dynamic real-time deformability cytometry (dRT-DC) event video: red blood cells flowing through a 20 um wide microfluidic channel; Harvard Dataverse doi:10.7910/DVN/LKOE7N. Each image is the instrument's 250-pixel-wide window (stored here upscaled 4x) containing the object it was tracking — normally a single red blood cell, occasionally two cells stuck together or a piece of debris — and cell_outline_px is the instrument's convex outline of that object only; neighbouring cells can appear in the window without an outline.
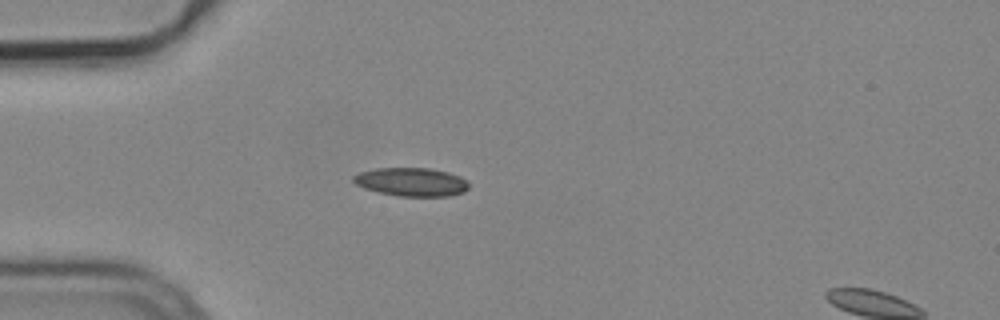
{"species": "common noctule bat (a hibernating species)", "species_latin": "Nyctalus noctula", "temperature_condition": "cold", "stored_images_in_passage": 17, "camera_frame_rate_fps": 3000, "um_per_image_px": 0.085, "animal": {"sex": "male", "body_mass_g": 19.2, "forearm_length_mm": 51.8}, "frame": {"image": 1, "passage_image": 12, "time_ms": 3.667, "image_size_px": [1000, 320], "cell_outline_px": [[468, 188], [464, 192], [448, 196], [396, 196], [364, 188], [356, 184], [352, 180], [352, 176], [360, 172], [376, 168], [428, 168], [448, 172], [460, 176], [468, 180]], "centroid_in_image_um": [34.98, 15.46], "position_along_channel_um": 50.0, "area_um2": 19.19}}
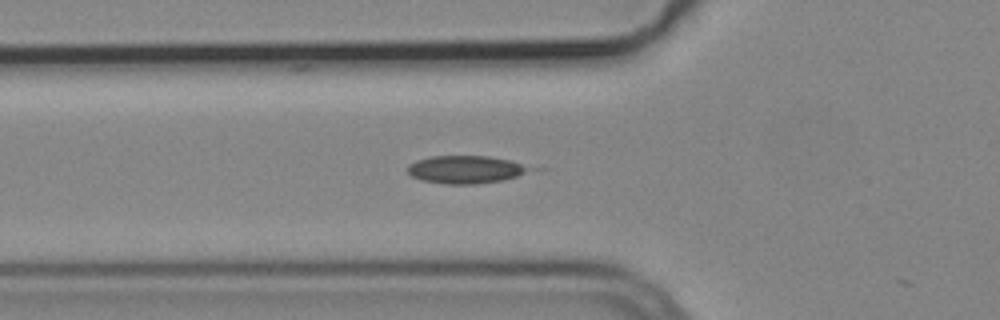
{"frame": {"image": 2, "passage_image": 16, "time_ms": 5.0, "image_size_px": [1000, 320], "cell_outline_px": [[548, 168], [504, 180], [476, 184], [448, 184], [420, 180], [412, 176], [408, 172], [408, 164], [416, 160], [432, 156], [488, 156]], "centroid_in_image_um": [39.78, 14.41], "position_along_channel_um": 86.0, "area_um2": 20.52}}